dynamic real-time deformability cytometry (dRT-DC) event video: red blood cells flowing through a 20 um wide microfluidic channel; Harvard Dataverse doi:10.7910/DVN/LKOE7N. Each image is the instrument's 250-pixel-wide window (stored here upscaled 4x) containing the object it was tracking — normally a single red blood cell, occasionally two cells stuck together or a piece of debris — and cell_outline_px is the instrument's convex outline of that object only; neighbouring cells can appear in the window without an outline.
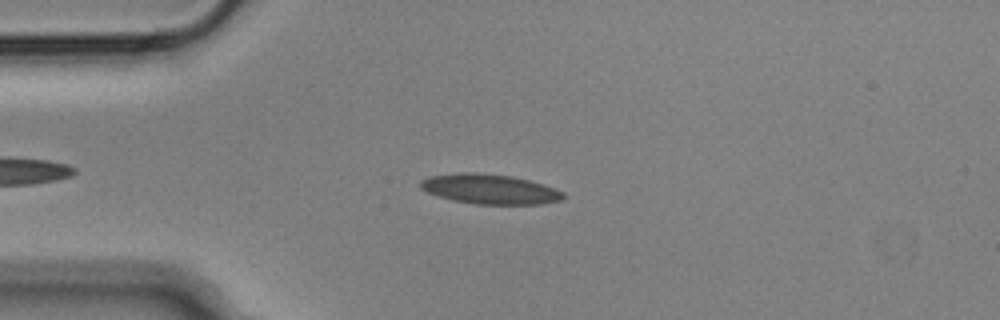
{"species": "Egyptian fruit bat (a non-hibernating species)", "species_latin": "Rousettus aegyptiacus", "temperature_condition": "cold", "stored_images_in_passage": 49, "camera_frame_rate_fps": 3000, "um_per_image_px": 0.085, "animal": {"sex": "male"}, "frame": {"image": 1, "passage_image": 12, "time_ms": 3.667, "image_size_px": [1000, 320], "cell_outline_px": [[564, 196], [560, 200], [540, 204], [476, 204], [452, 200], [428, 192], [420, 188], [420, 180], [432, 176], [464, 172], [472, 172], [512, 176], [544, 184], [564, 192]], "centroid_in_image_um": [41.64, 16.07], "position_along_channel_um": 43.4, "area_um2": 24.57}}
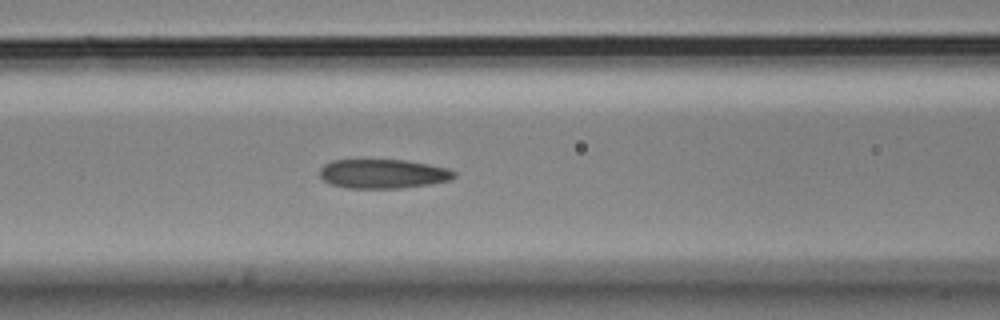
{"frame": {"image": 2, "passage_image": 21, "time_ms": 6.667, "image_size_px": [1000, 320], "cell_outline_px": [[456, 176], [452, 180], [432, 184], [404, 188], [348, 188], [332, 184], [324, 180], [320, 176], [320, 168], [324, 164], [332, 160], [408, 160], [448, 168], [456, 172]], "centroid_in_image_um": [32.61, 14.77], "position_along_channel_um": 134.0, "area_um2": 23.06}}
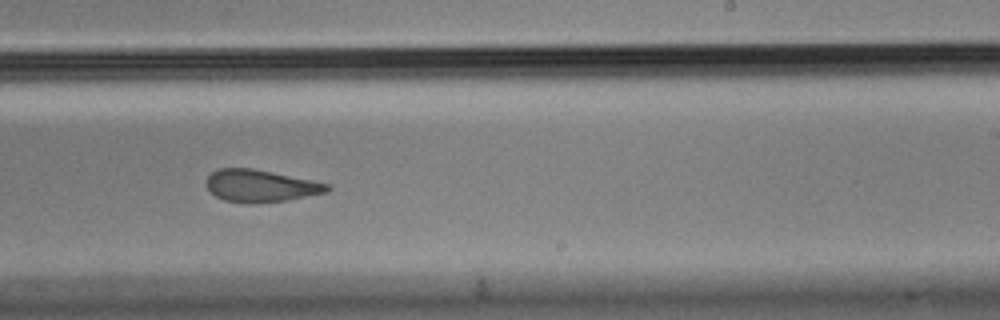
{"frame": {"image": 3, "passage_image": 32, "time_ms": 10.333, "image_size_px": [1000, 320], "cell_outline_px": [[332, 188], [328, 192], [288, 200], [248, 204], [224, 200], [216, 196], [208, 188], [208, 176], [212, 172], [220, 168], [252, 168], [312, 180], [328, 184]], "centroid_in_image_um": [22.18, 15.8], "position_along_channel_um": 266.8, "area_um2": 22.54}, "authors_computed_cell_mechanics": {"area_um2": 23.7558, "velocity_mm_per_s": 3.6328, "shape_relaxation_time_tau1_ms": 10.4108, "shape_relaxation_time_tau2_ms": 2.9857, "deformation_change_tau1": 0.2036, "deformation_change_tau2": 0.0967}}